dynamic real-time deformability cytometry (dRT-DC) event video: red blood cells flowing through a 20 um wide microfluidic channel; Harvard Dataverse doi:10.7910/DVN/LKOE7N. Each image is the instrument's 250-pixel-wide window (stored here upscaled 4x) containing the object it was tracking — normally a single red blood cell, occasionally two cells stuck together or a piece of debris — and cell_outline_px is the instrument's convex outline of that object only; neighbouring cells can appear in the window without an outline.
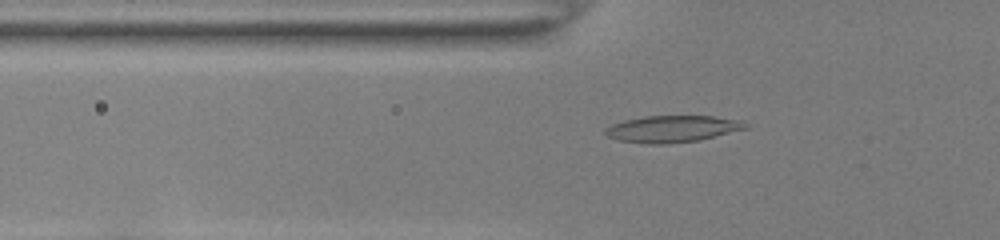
{"species": "common noctule bat (a hibernating species)", "species_latin": "Nyctalus noctula", "temperature_condition": "room temperature", "stored_images_in_passage": 44, "camera_frame_rate_fps": 3000, "um_per_image_px": 0.085, "animal": {"sex": "female", "body_mass_g": 22.0, "forearm_length_mm": 56.7}, "frame": {"image": 1, "passage_image": 10, "time_ms": 3.0, "image_size_px": [1000, 240], "cell_outline_px": [[748, 128], [700, 140], [668, 144], [648, 144], [616, 140], [608, 136], [604, 132], [604, 128], [612, 124], [624, 120], [644, 116], [712, 116], [744, 120], [748, 124]], "centroid_in_image_um": [57.15, 10.95], "position_along_channel_um": 68.6, "area_um2": 22.08}}
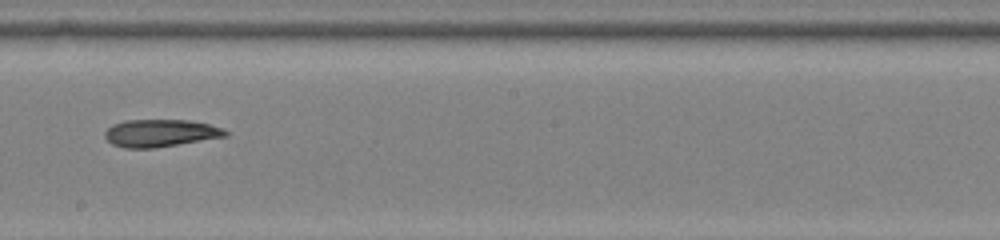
{"frame": {"image": 2, "passage_image": 23, "time_ms": 7.333, "image_size_px": [1000, 240], "cell_outline_px": [[228, 136], [156, 148], [124, 148], [112, 144], [104, 136], [104, 132], [112, 124], [124, 120], [188, 120], [208, 124], [224, 128], [228, 132]], "centroid_in_image_um": [13.63, 11.31], "position_along_channel_um": 234.6, "area_um2": 19.42}}
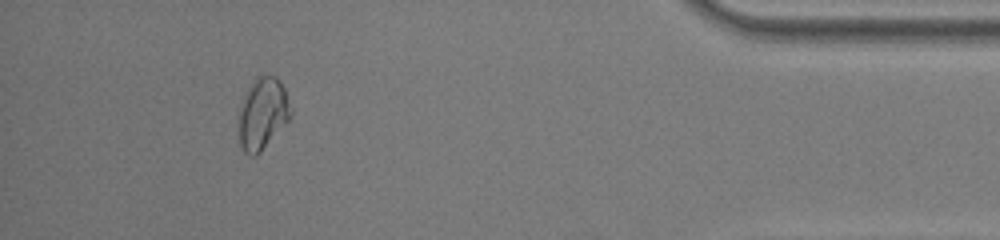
{"frame": {"image": 3, "passage_image": 40, "time_ms": 13.0, "image_size_px": [1000, 240], "cell_outline_px": [[292, 116], [260, 152], [256, 156], [248, 156], [240, 148], [236, 120], [240, 104], [244, 92], [256, 76], [276, 76], [284, 88], [292, 108]], "centroid_in_image_um": [22.26, 9.67], "position_along_channel_um": 412.9, "area_um2": 22.37}, "authors_computed_cell_mechanics": {"area_um2": 20.6346, "velocity_mm_per_s": 3.8985, "shape_relaxation_time_tau1_ms": null, "shape_relaxation_time_tau2_ms": 2.9201, "deformation_change_tau1": null, "deformation_change_tau2": 0.0852}}